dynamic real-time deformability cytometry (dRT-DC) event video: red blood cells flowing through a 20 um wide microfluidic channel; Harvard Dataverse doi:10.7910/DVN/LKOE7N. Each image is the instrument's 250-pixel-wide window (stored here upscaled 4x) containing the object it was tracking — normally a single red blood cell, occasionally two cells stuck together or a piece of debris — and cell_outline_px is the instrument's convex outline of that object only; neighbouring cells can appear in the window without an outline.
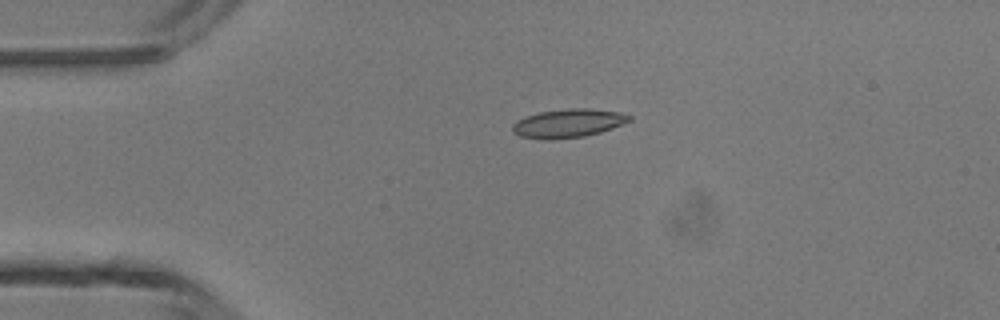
{"species": "common noctule bat (a hibernating species)", "species_latin": "Nyctalus noctula", "temperature_condition": "room temperature", "stored_images_in_passage": 2, "camera_frame_rate_fps": 3000, "um_per_image_px": 0.085, "animal": {"sex": "male", "body_mass_g": 13.3}, "frame": {"image": 1, "passage_image": 1, "time_ms": 0.0, "image_size_px": [1000, 320], "cell_outline_px": [[632, 120], [612, 128], [600, 132], [584, 136], [544, 140], [520, 136], [512, 132], [512, 124], [516, 120], [524, 116], [540, 112], [568, 108], [588, 108], [620, 112], [632, 116]], "centroid_in_image_um": [48.27, 10.47], "position_along_channel_um": 36.7, "area_um2": 19.54}}